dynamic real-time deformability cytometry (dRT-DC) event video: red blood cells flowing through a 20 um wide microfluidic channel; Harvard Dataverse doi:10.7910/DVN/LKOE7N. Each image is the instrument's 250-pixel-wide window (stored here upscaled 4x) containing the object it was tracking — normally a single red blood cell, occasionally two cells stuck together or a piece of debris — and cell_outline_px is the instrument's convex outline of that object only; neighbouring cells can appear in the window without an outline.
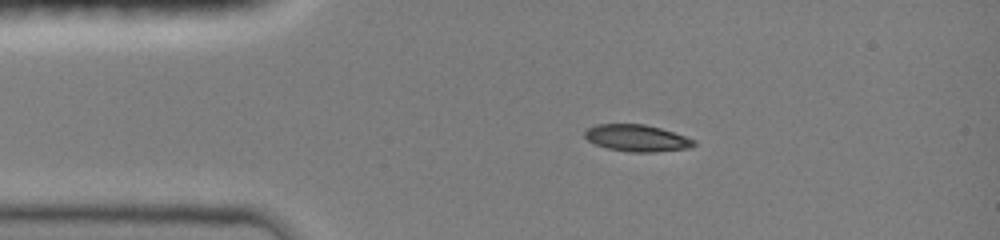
{"species": "common noctule bat (a hibernating species)", "species_latin": "Nyctalus noctula", "temperature_condition": "room temperature", "stored_images_in_passage": 39, "camera_frame_rate_fps": 3000, "um_per_image_px": 0.085, "animal": {"sex": "female", "body_mass_g": 19.0, "forearm_length_mm": 51.5}, "frame": {"image": 1, "passage_image": 1, "time_ms": 0.0, "image_size_px": [1000, 240], "cell_outline_px": [[696, 144], [688, 148], [652, 152], [628, 152], [608, 148], [596, 144], [588, 140], [584, 136], [584, 132], [588, 128], [596, 124], [644, 124], [660, 128], [696, 140]], "centroid_in_image_um": [54.12, 11.73], "position_along_channel_um": 30.9, "area_um2": 16.88}}
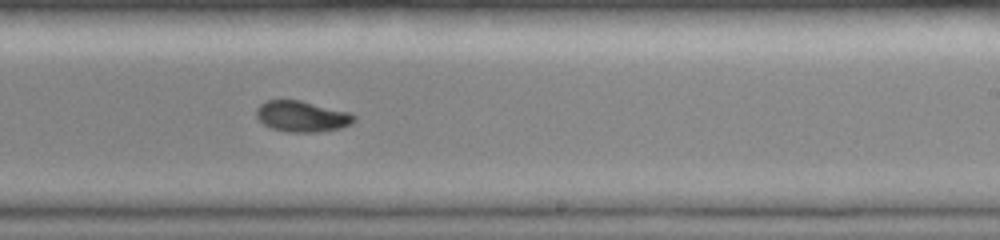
{"frame": {"image": 2, "passage_image": 21, "time_ms": 6.667, "image_size_px": [1000, 240], "cell_outline_px": [[356, 120], [352, 124], [340, 128], [316, 132], [288, 132], [272, 128], [264, 124], [256, 116], [256, 108], [264, 100], [300, 100], [348, 112], [356, 116]], "centroid_in_image_um": [25.66, 9.89], "position_along_channel_um": 263.3, "area_um2": 17.57}}
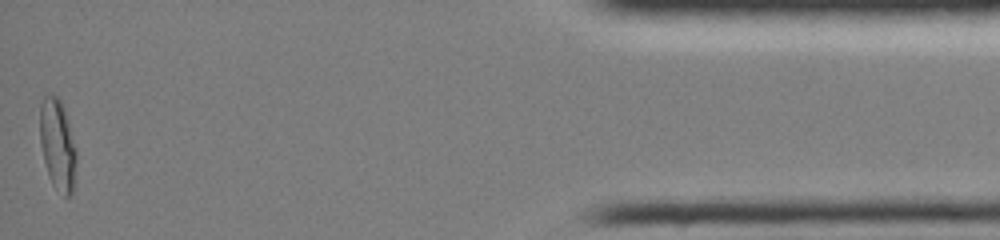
{"frame": {"image": 3, "passage_image": 39, "time_ms": 12.667, "image_size_px": [1000, 240], "cell_outline_px": [[76, 164], [72, 192], [68, 196], [64, 196], [52, 184], [48, 176], [40, 144], [40, 104], [44, 92], [56, 96], [60, 100], [64, 108], [76, 148]], "centroid_in_image_um": [4.87, 12.26], "position_along_channel_um": 430.3, "area_um2": 19.42}, "authors_computed_cell_mechanics": {"area_um2": 18.0336, "velocity_mm_per_s": 4.0337, "shape_relaxation_time_tau1_ms": 5.0038, "shape_relaxation_time_tau2_ms": 2.7178, "deformation_change_tau1": 0.2053, "deformation_change_tau2": 0.0488}}